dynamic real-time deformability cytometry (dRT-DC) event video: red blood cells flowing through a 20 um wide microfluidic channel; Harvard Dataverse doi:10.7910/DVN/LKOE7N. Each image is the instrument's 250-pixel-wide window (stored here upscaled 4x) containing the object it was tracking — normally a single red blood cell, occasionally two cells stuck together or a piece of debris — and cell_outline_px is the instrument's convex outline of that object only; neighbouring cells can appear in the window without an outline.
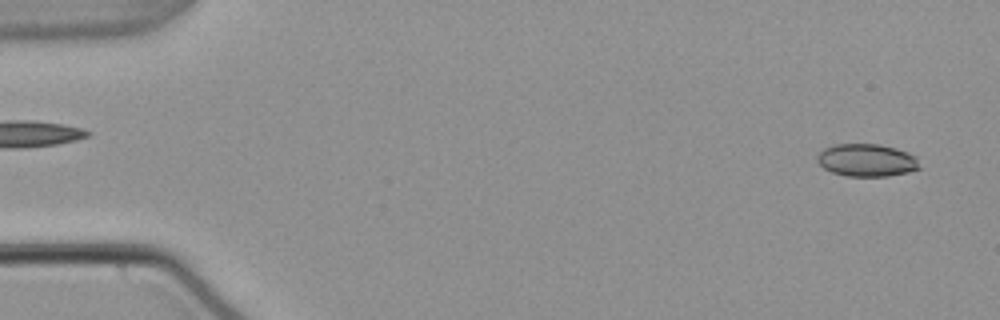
{"species": "common noctule bat (a hibernating species)", "species_latin": "Nyctalus noctula", "temperature_condition": "warm", "stored_images_in_passage": 50, "camera_frame_rate_fps": 3000, "um_per_image_px": 0.085, "animal": {"sex": "male", "body_mass_g": 21.5, "forearm_length_mm": 52.0}, "frame": {"image": 1, "passage_image": 2, "time_ms": 0.333, "image_size_px": [1000, 320], "cell_outline_px": [[920, 168], [908, 172], [888, 176], [848, 176], [832, 172], [824, 168], [816, 160], [816, 156], [824, 148], [836, 144], [880, 144], [896, 148], [908, 152], [916, 156]], "centroid_in_image_um": [73.67, 13.61], "position_along_channel_um": 11.3, "area_um2": 19.48}}
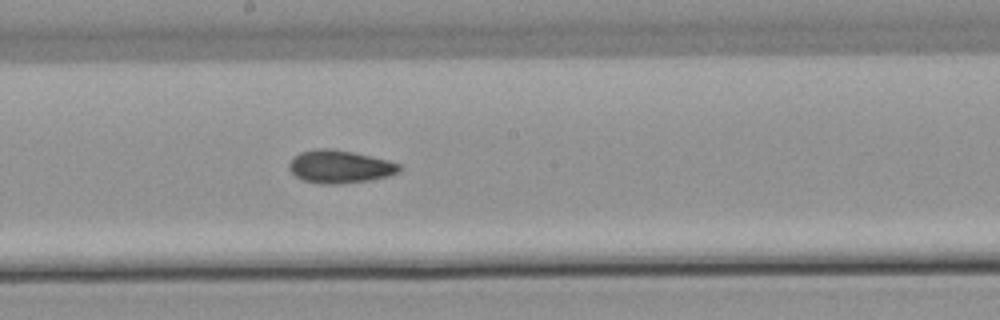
{"frame": {"image": 2, "passage_image": 29, "time_ms": 9.333, "image_size_px": [1000, 320], "cell_outline_px": [[400, 172], [388, 176], [372, 180], [336, 184], [320, 184], [300, 180], [288, 168], [288, 164], [300, 152], [316, 148], [332, 148], [352, 152], [388, 160], [400, 164]], "centroid_in_image_um": [28.88, 14.17], "position_along_channel_um": 219.3, "area_um2": 21.21}}
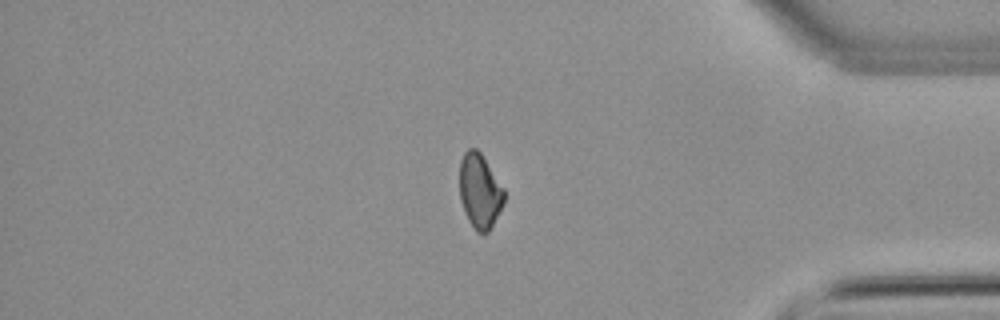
{"frame": {"image": 3, "passage_image": 45, "time_ms": 14.667, "image_size_px": [1000, 320], "cell_outline_px": [[504, 204], [488, 232], [476, 232], [468, 220], [460, 200], [460, 160], [464, 152], [468, 148], [476, 148], [480, 152], [504, 188]], "centroid_in_image_um": [40.78, 16.23], "position_along_channel_um": 394.4, "area_um2": 19.31}, "authors_computed_cell_mechanics": {"area_um2": 20.3456, "velocity_mm_per_s": 3.799, "shape_relaxation_time_tau1_ms": null, "shape_relaxation_time_tau2_ms": 3.4112, "deformation_change_tau1": null, "deformation_change_tau2": 0.079}}